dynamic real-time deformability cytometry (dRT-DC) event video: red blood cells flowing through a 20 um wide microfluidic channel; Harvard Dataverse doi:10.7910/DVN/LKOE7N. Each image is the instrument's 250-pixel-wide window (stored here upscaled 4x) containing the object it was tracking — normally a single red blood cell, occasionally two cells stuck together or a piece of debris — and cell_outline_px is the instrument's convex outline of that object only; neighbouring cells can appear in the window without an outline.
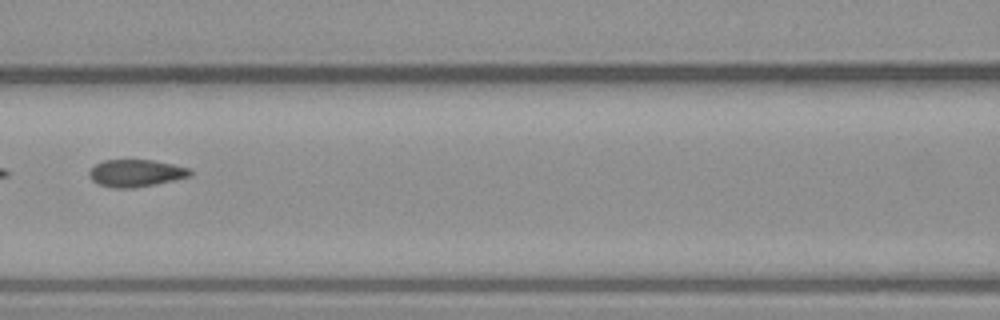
{"species": "common noctule bat (a hibernating species)", "species_latin": "Nyctalus noctula", "temperature_condition": "warm", "stored_images_in_passage": 7, "segment_of_instrument_passage": [2, 2], "camera_frame_rate_fps": 3000, "um_per_image_px": 0.085, "animal": {"sex": "male", "body_mass_g": 23.1, "forearm_length_mm": 52.7}, "frame": {"image": 1, "passage_image": 7, "time_ms": 7.0, "image_size_px": [1000, 320], "cell_outline_px": [[192, 176], [156, 184], [132, 188], [112, 188], [100, 184], [92, 180], [88, 176], [88, 172], [96, 164], [104, 160], [152, 160], [192, 168]], "centroid_in_image_um": [11.58, 14.72], "position_along_channel_um": 155.0, "area_um2": 16.07}}